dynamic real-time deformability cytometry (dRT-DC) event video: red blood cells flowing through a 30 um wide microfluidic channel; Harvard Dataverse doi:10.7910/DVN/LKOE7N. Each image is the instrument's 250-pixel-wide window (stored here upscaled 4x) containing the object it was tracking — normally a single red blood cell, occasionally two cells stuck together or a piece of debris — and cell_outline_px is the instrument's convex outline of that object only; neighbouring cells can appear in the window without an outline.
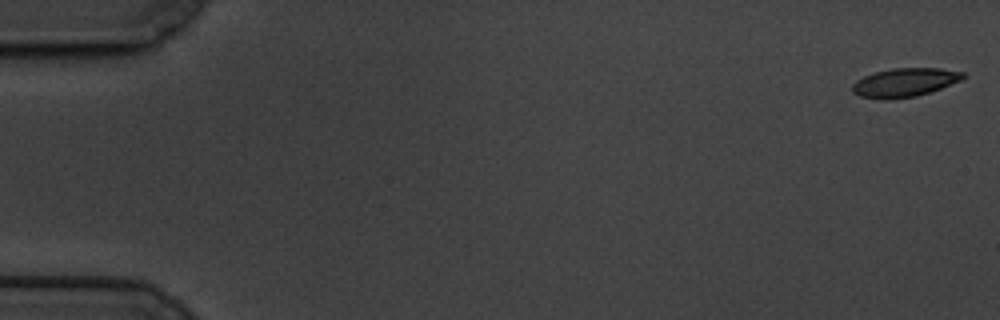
{"species": "common noctule bat (a hibernating species)", "species_latin": "Nyctalus noctula", "temperature_condition": "cold", "stored_images_in_passage": 60, "camera_frame_rate_fps": 3000, "um_per_image_px": 0.085, "animal": {"sex": "male", "body_mass_g": 19.5, "forearm_length_mm": 54.6}, "frame": {"image": 1, "passage_image": 1, "time_ms": 0.0, "image_size_px": [1000, 320], "cell_outline_px": [[968, 76], [960, 80], [940, 88], [916, 96], [888, 100], [880, 100], [860, 96], [852, 92], [852, 84], [856, 80], [864, 76], [876, 72], [892, 68], [940, 68], [964, 72]], "centroid_in_image_um": [76.87, 7.01], "position_along_channel_um": 8.1, "area_um2": 18.55}}
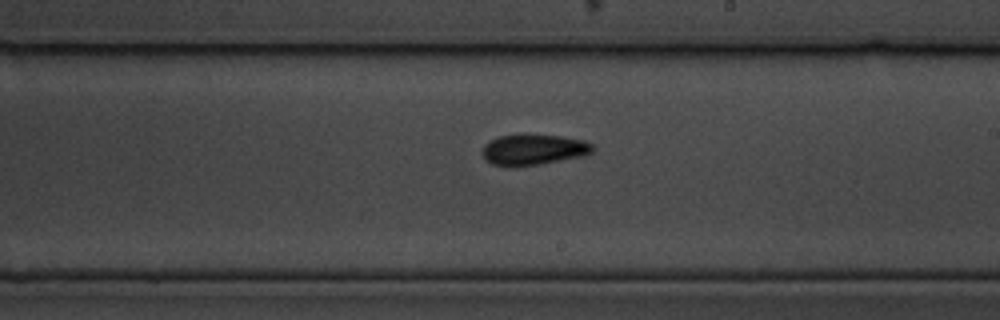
{"frame": {"image": 2, "passage_image": 35, "time_ms": 11.333, "image_size_px": [1000, 320], "cell_outline_px": [[592, 152], [584, 156], [540, 164], [516, 168], [492, 164], [484, 160], [480, 152], [484, 144], [496, 136], [520, 132], [560, 136], [584, 140], [592, 144]], "centroid_in_image_um": [45.25, 12.7], "position_along_channel_um": 243.7, "area_um2": 20.69}}
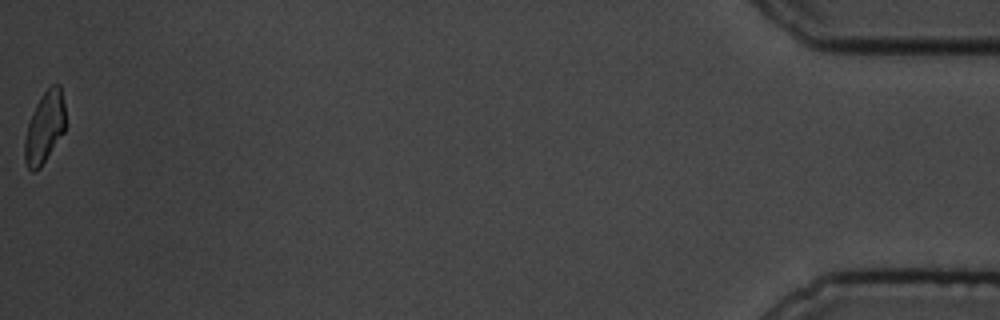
{"frame": {"image": 3, "passage_image": 60, "time_ms": 19.667, "image_size_px": [1000, 320], "cell_outline_px": [[64, 132], [40, 168], [32, 172], [28, 168], [24, 160], [24, 140], [28, 124], [32, 112], [36, 104], [44, 92], [52, 84], [60, 84], [64, 104]], "centroid_in_image_um": [3.77, 10.84], "position_along_channel_um": 431.4, "area_um2": 16.82}, "authors_computed_cell_mechanics": {"area_um2": 18.9295, "velocity_mm_per_s": 3.3724, "shape_relaxation_time_tau1_ms": 4.2431, "shape_relaxation_time_tau2_ms": 2.3734, "deformation_change_tau1": 0.1418, "deformation_change_tau2": 0.0737}}